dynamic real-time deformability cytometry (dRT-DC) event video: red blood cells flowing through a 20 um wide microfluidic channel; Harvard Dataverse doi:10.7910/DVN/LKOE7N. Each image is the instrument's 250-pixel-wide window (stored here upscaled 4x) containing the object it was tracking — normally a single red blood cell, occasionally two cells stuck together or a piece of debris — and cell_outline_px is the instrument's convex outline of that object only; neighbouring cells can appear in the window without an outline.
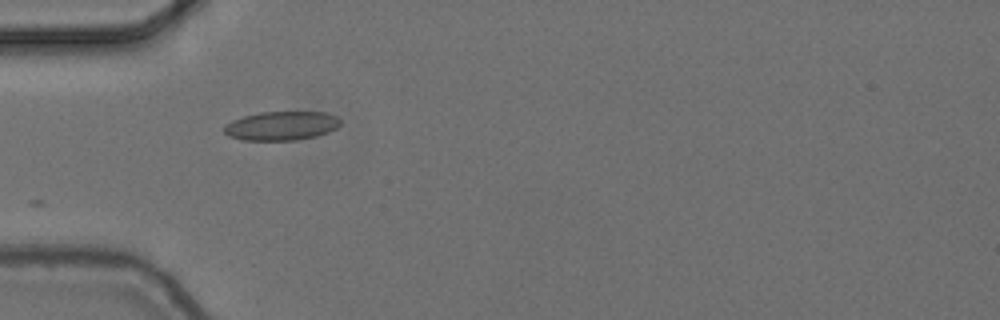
{"species": "common noctule bat (a hibernating species)", "species_latin": "Nyctalus noctula", "temperature_condition": "cold", "stored_images_in_passage": 5, "camera_frame_rate_fps": 3000, "um_per_image_px": 0.085, "animal": {"sex": "female", "body_mass_g": 24.6, "forearm_length_mm": 56.2}, "frame": {"image": 1, "passage_image": 3, "time_ms": 0.667, "image_size_px": [1000, 320], "cell_outline_px": [[340, 124], [336, 128], [328, 132], [316, 136], [296, 140], [244, 140], [228, 136], [224, 132], [224, 124], [232, 120], [244, 116], [260, 112], [324, 112], [336, 116], [340, 120]], "centroid_in_image_um": [23.9, 10.69], "position_along_channel_um": 61.1, "area_um2": 19.59}}
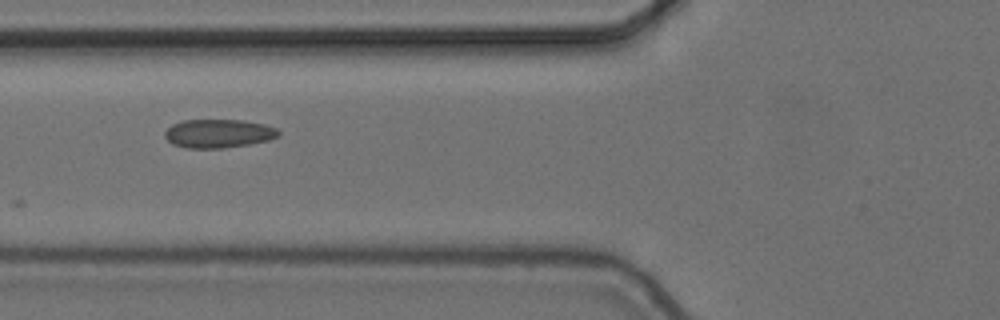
{"frame": {"image": 2, "passage_image": 4, "time_ms": 1.0, "image_size_px": [1000, 320], "cell_outline_px": [[280, 136], [268, 140], [248, 144], [224, 148], [184, 148], [172, 144], [164, 136], [164, 132], [172, 124], [184, 120], [244, 120], [264, 124], [276, 128], [280, 132]], "centroid_in_image_um": [18.56, 11.35], "position_along_channel_um": 107.2, "area_um2": 19.02}}
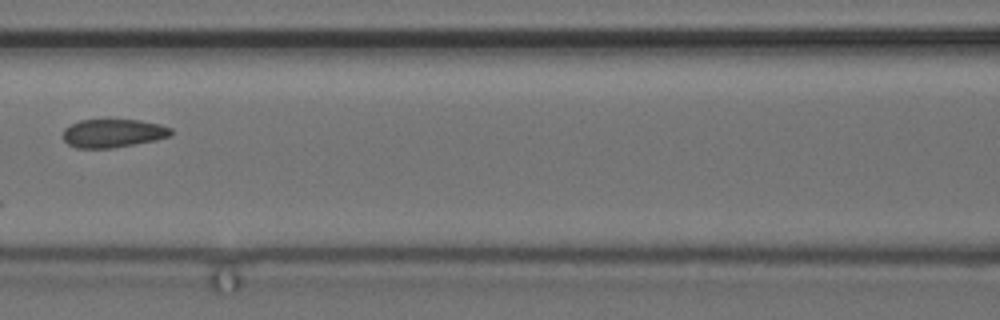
{"frame": {"image": 3, "passage_image": 5, "time_ms": 1.333, "image_size_px": [1000, 320], "cell_outline_px": [[172, 136], [156, 140], [112, 148], [76, 148], [68, 144], [64, 140], [64, 128], [80, 120], [140, 120], [160, 124], [172, 128]], "centroid_in_image_um": [9.64, 11.33], "position_along_channel_um": 157.0, "area_um2": 17.86}}